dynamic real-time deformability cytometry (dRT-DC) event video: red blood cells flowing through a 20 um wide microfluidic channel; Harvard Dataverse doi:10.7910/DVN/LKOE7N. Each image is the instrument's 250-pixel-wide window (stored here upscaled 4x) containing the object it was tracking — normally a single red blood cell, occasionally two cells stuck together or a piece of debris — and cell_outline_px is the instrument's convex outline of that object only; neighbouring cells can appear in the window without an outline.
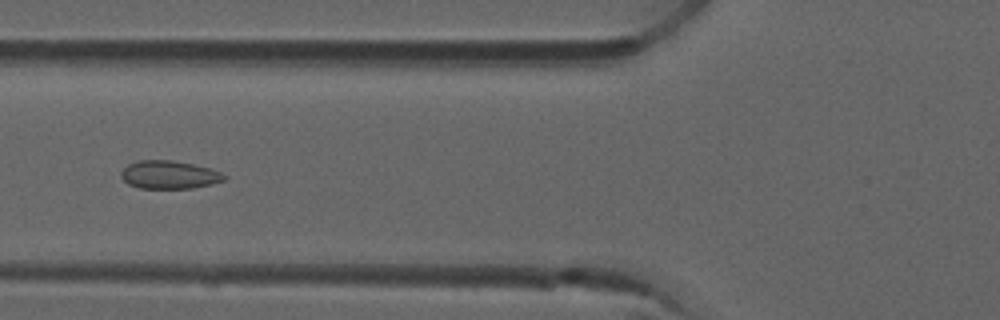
{"species": "common noctule bat (a hibernating species)", "species_latin": "Nyctalus noctula", "temperature_condition": "room temperature", "stored_images_in_passage": 9, "camera_frame_rate_fps": 3000, "um_per_image_px": 0.085, "animal": {"sex": "male", "forearm_length_mm": 52.5}, "frame": {"image": 1, "passage_image": 6, "time_ms": 1.667, "image_size_px": [1000, 320], "cell_outline_px": [[228, 176], [224, 180], [212, 184], [192, 188], [140, 188], [128, 184], [120, 176], [120, 172], [128, 164], [140, 160], [172, 160], [212, 168]], "centroid_in_image_um": [14.39, 14.85], "position_along_channel_um": 111.4, "area_um2": 16.94}}
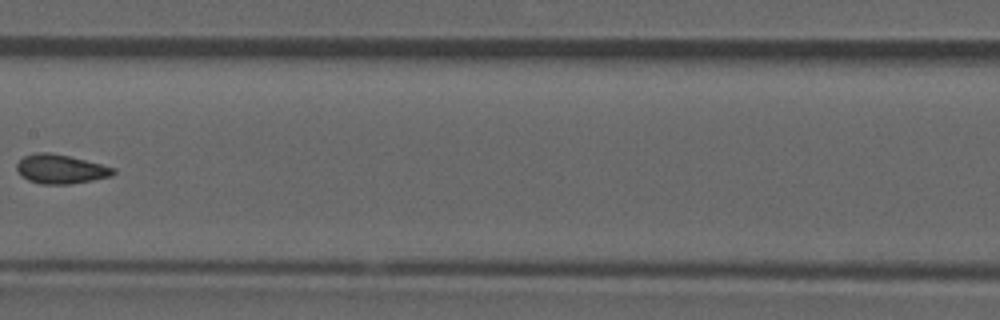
{"frame": {"image": 2, "passage_image": 8, "time_ms": 2.333, "image_size_px": [1000, 320], "cell_outline_px": [[116, 172], [112, 176], [72, 184], [40, 184], [28, 180], [20, 176], [16, 168], [16, 164], [24, 156], [32, 152], [52, 152], [116, 168]], "centroid_in_image_um": [5.13, 14.37], "position_along_channel_um": 202.3, "area_um2": 16.53}}
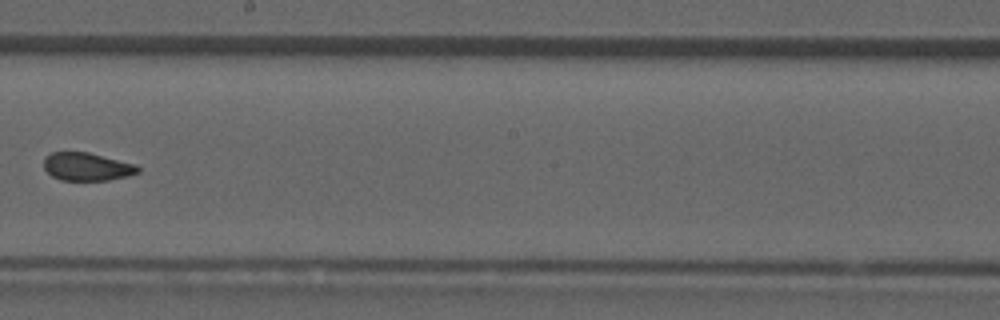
{"frame": {"image": 3, "passage_image": 9, "time_ms": 2.667, "image_size_px": [1000, 320], "cell_outline_px": [[140, 172], [128, 176], [108, 180], [60, 180], [52, 176], [44, 168], [44, 156], [52, 152], [88, 152], [136, 164], [140, 168]], "centroid_in_image_um": [7.39, 14.16], "position_along_channel_um": 240.8, "area_um2": 15.43}}